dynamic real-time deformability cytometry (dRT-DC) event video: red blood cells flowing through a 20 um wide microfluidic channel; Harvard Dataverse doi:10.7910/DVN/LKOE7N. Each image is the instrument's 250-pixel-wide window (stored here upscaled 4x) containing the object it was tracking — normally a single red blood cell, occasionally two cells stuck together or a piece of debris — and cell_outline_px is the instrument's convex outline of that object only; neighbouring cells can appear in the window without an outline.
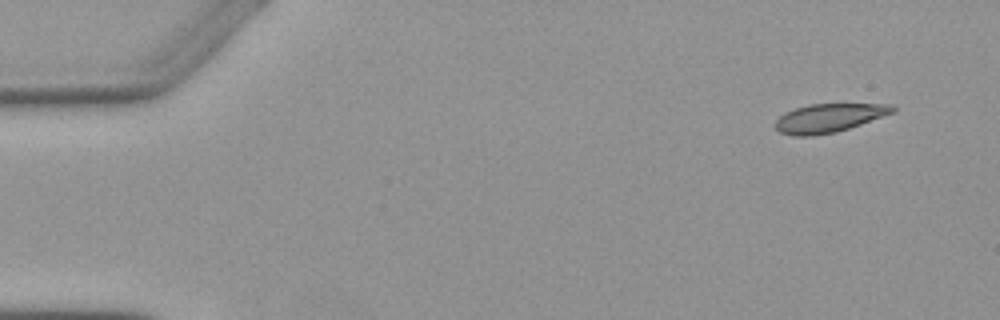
{"species": "Egyptian fruit bat (a non-hibernating species)", "species_latin": "Rousettus aegyptiacus", "temperature_condition": "warm", "stored_images_in_passage": 5, "camera_frame_rate_fps": 3000, "um_per_image_px": 0.085, "animal": {"sex": "female"}, "frame": {"image": 1, "passage_image": 1, "time_ms": 0.0, "image_size_px": [1000, 320], "cell_outline_px": [[896, 112], [836, 132], [812, 136], [792, 136], [780, 132], [776, 128], [776, 120], [784, 112], [808, 104], [892, 104], [896, 108]], "centroid_in_image_um": [70.46, 10.02], "position_along_channel_um": 14.5, "area_um2": 19.54}}
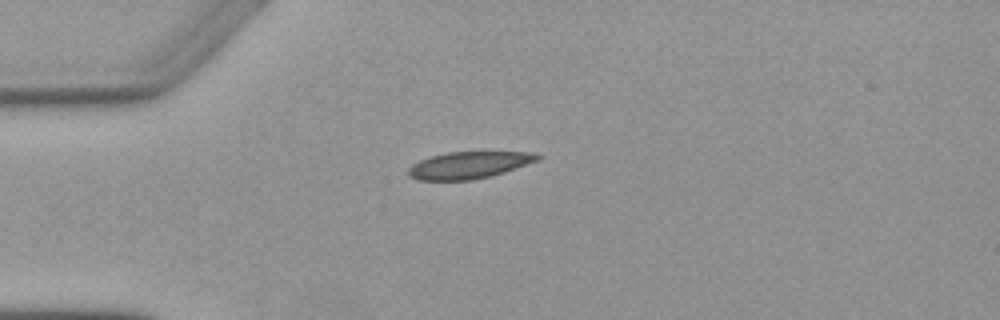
{"frame": {"image": 2, "passage_image": 4, "time_ms": 3.333, "image_size_px": [1000, 320], "cell_outline_px": [[544, 156], [540, 160], [504, 172], [472, 180], [416, 180], [408, 176], [408, 168], [412, 164], [420, 160], [432, 156], [448, 152], [536, 152]], "centroid_in_image_um": [39.88, 14.03], "position_along_channel_um": 45.1, "area_um2": 20.35}}
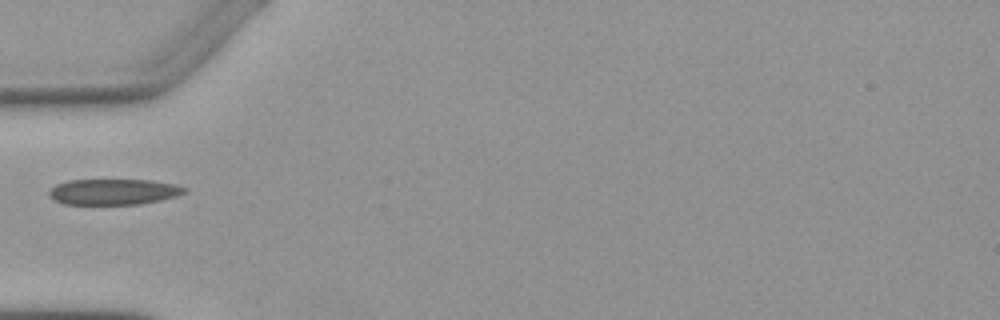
{"frame": {"image": 3, "passage_image": 5, "time_ms": 4.667, "image_size_px": [1000, 320], "cell_outline_px": [[188, 192], [176, 196], [160, 200], [140, 204], [64, 204], [52, 200], [48, 196], [48, 192], [56, 184], [68, 180], [152, 180], [176, 184], [188, 188]], "centroid_in_image_um": [9.66, 16.3], "position_along_channel_um": 75.3, "area_um2": 20.58}}